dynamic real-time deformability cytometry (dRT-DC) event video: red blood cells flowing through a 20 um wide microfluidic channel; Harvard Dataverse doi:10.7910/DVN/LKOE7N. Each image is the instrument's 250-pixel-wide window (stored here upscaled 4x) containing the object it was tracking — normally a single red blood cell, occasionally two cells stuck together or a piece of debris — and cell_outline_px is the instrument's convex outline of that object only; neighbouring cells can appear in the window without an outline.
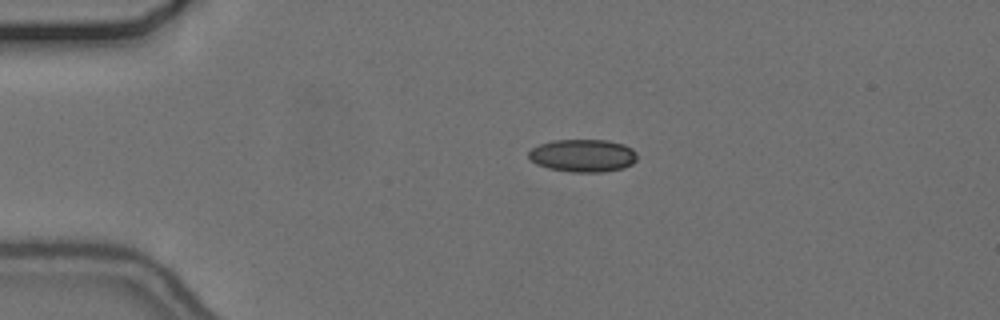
{"species": "common noctule bat (a hibernating species)", "species_latin": "Nyctalus noctula", "temperature_condition": "cold", "stored_images_in_passage": 13, "camera_frame_rate_fps": 3000, "um_per_image_px": 0.085, "animal": {"sex": "female", "body_mass_g": 24.6, "forearm_length_mm": 56.2}, "frame": {"image": 1, "passage_image": 1, "time_ms": 0.0, "image_size_px": [1000, 320], "cell_outline_px": [[636, 160], [632, 164], [624, 168], [604, 172], [572, 172], [548, 168], [536, 164], [528, 156], [528, 152], [532, 148], [540, 144], [552, 140], [608, 140], [624, 144], [632, 148], [636, 152]], "centroid_in_image_um": [49.56, 13.22], "position_along_channel_um": 35.4, "area_um2": 20.81}}
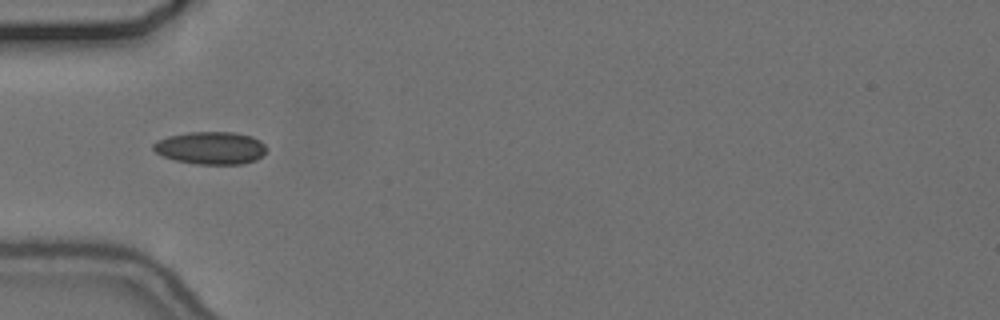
{"frame": {"image": 2, "passage_image": 7, "time_ms": 2.0, "image_size_px": [1000, 320], "cell_outline_px": [[268, 148], [264, 156], [256, 160], [244, 164], [196, 164], [176, 160], [164, 156], [156, 152], [152, 148], [152, 144], [156, 140], [168, 136], [188, 132], [236, 132], [252, 136], [260, 140]], "centroid_in_image_um": [17.95, 12.57], "position_along_channel_um": 67.0, "area_um2": 21.79}}
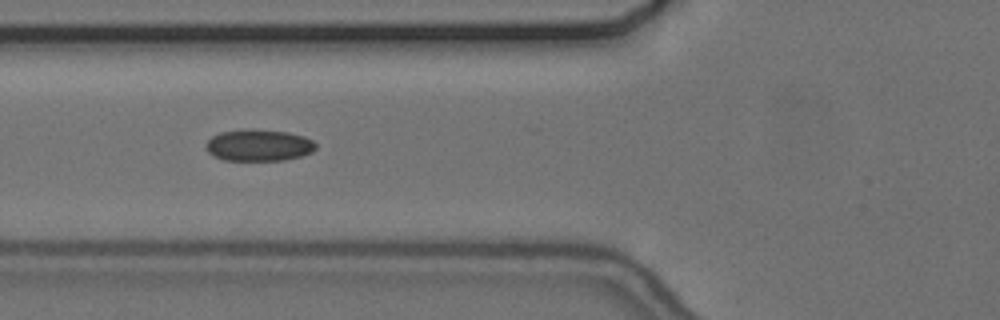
{"frame": {"image": 3, "passage_image": 10, "time_ms": 3.0, "image_size_px": [1000, 320], "cell_outline_px": [[316, 148], [312, 152], [300, 156], [284, 160], [224, 160], [208, 152], [204, 144], [212, 136], [220, 132], [252, 128], [288, 132], [304, 136], [312, 140], [316, 144]], "centroid_in_image_um": [21.99, 12.33], "position_along_channel_um": 103.8, "area_um2": 20.35}}